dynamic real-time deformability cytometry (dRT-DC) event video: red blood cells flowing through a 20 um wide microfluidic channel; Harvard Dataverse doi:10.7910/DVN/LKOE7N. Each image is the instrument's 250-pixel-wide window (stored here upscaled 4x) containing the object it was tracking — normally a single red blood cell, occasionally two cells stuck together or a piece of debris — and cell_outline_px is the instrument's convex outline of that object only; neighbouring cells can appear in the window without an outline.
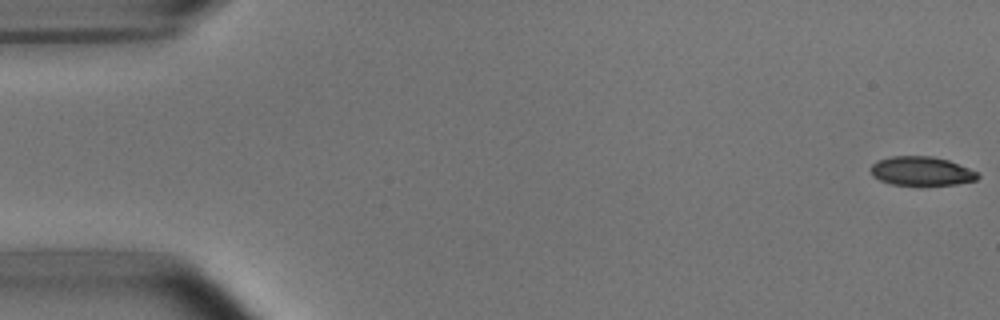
{"species": "common noctule bat (a hibernating species)", "species_latin": "Nyctalus noctula", "temperature_condition": "room temperature", "stored_images_in_passage": 52, "camera_frame_rate_fps": 3000, "um_per_image_px": 0.085, "animal": {"sex": "male", "body_mass_g": 15.6}, "frame": {"image": 1, "passage_image": 1, "time_ms": 0.0, "image_size_px": [1000, 320], "cell_outline_px": [[980, 176], [976, 180], [956, 184], [920, 188], [892, 184], [880, 180], [872, 176], [872, 164], [876, 160], [892, 156], [932, 156], [948, 160], [968, 168], [976, 172]], "centroid_in_image_um": [78.31, 14.59], "position_along_channel_um": 6.7, "area_um2": 18.67}}
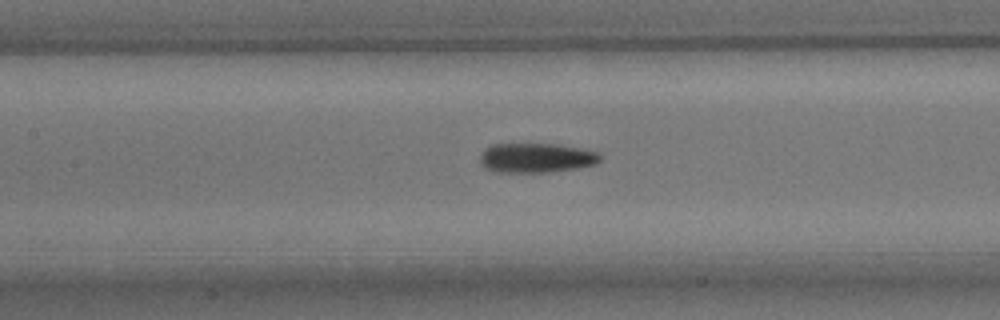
{"frame": {"image": 2, "passage_image": 24, "time_ms": 7.667, "image_size_px": [1000, 320], "cell_outline_px": [[600, 160], [596, 164], [576, 168], [548, 172], [496, 172], [484, 168], [480, 164], [480, 156], [484, 148], [492, 144], [556, 144], [580, 148], [600, 152]], "centroid_in_image_um": [45.55, 13.41], "position_along_channel_um": 161.8, "area_um2": 20.81}}
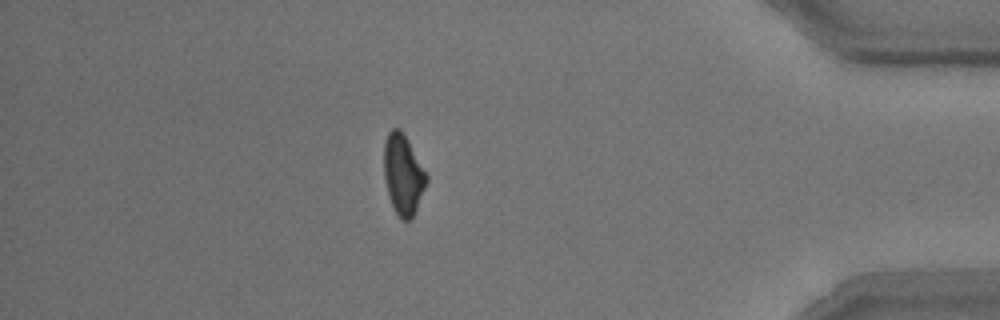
{"frame": {"image": 3, "passage_image": 46, "time_ms": 15.0, "image_size_px": [1000, 320], "cell_outline_px": [[428, 180], [416, 208], [412, 216], [408, 220], [400, 220], [392, 204], [388, 192], [384, 176], [384, 140], [388, 132], [392, 128], [400, 128], [428, 176]], "centroid_in_image_um": [34.25, 14.81], "position_along_channel_um": 401.0, "area_um2": 19.42}, "authors_computed_cell_mechanics": {"area_um2": 20.2589, "velocity_mm_per_s": 3.8104, "shape_relaxation_time_tau1_ms": 5.0492, "shape_relaxation_time_tau2_ms": 6.1394, "deformation_change_tau1": 0.1416, "deformation_change_tau2": 0.1415}}